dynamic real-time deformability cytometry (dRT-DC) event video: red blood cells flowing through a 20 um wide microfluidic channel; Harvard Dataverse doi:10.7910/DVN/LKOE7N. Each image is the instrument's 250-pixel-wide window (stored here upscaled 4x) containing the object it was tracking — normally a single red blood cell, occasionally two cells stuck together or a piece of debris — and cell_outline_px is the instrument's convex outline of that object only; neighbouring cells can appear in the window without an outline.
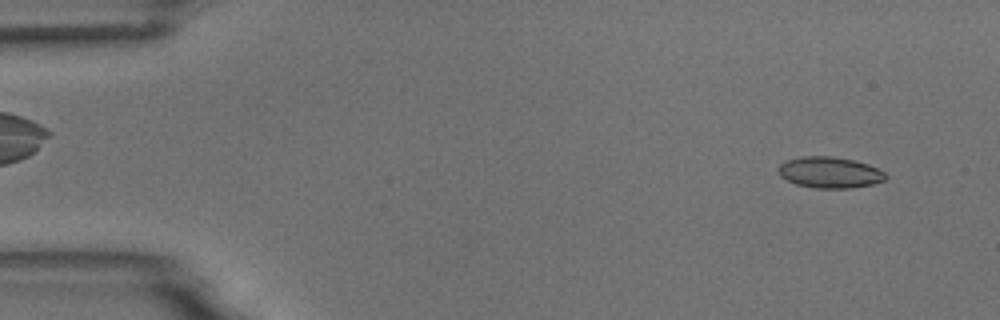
{"species": "common noctule bat (a hibernating species)", "species_latin": "Nyctalus noctula", "temperature_condition": "room temperature", "stored_images_in_passage": 10, "camera_frame_rate_fps": 3000, "um_per_image_px": 0.085, "animal": {"sex": "male", "body_mass_g": 18.8}, "frame": {"image": 1, "passage_image": 4, "time_ms": 1.0, "image_size_px": [1000, 320], "cell_outline_px": [[888, 176], [884, 180], [872, 184], [852, 188], [816, 188], [796, 184], [780, 176], [780, 164], [784, 160], [804, 156], [832, 156], [852, 160], [868, 164], [884, 172]], "centroid_in_image_um": [70.53, 14.65], "position_along_channel_um": 14.5, "area_um2": 19.31}}